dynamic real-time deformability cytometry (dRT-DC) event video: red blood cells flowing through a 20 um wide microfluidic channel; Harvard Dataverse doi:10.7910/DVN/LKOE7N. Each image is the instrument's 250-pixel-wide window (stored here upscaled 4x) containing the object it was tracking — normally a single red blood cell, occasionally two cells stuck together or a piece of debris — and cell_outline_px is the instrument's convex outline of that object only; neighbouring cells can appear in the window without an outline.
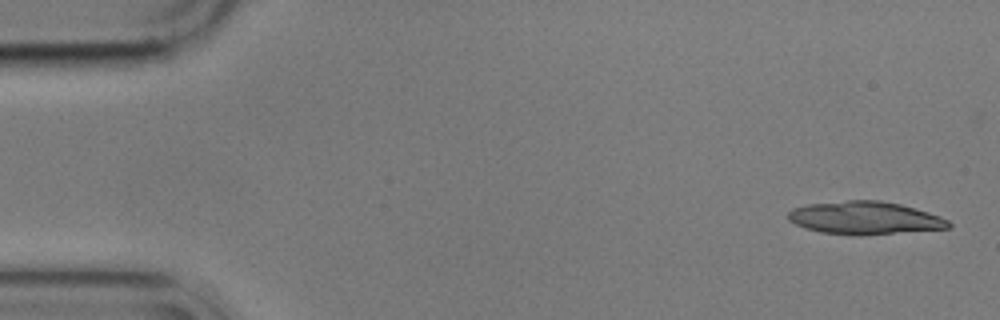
{"species": "common noctule bat (a hibernating species)", "species_latin": "Nyctalus noctula", "temperature_condition": "cold", "stored_images_in_passage": 26, "camera_frame_rate_fps": 3000, "um_per_image_px": 0.085, "animal": {"sex": "male", "body_mass_g": 17.9}, "frame": {"image": 1, "passage_image": 2, "time_ms": 0.333, "image_size_px": [1000, 320], "cell_outline_px": [[952, 228], [860, 236], [852, 236], [820, 232], [804, 228], [788, 220], [788, 212], [792, 208], [808, 204], [848, 200], [880, 200], [900, 204], [928, 212], [940, 216], [948, 220], [952, 224]], "centroid_in_image_um": [73.51, 18.54], "position_along_channel_um": 11.5, "area_um2": 31.1}}